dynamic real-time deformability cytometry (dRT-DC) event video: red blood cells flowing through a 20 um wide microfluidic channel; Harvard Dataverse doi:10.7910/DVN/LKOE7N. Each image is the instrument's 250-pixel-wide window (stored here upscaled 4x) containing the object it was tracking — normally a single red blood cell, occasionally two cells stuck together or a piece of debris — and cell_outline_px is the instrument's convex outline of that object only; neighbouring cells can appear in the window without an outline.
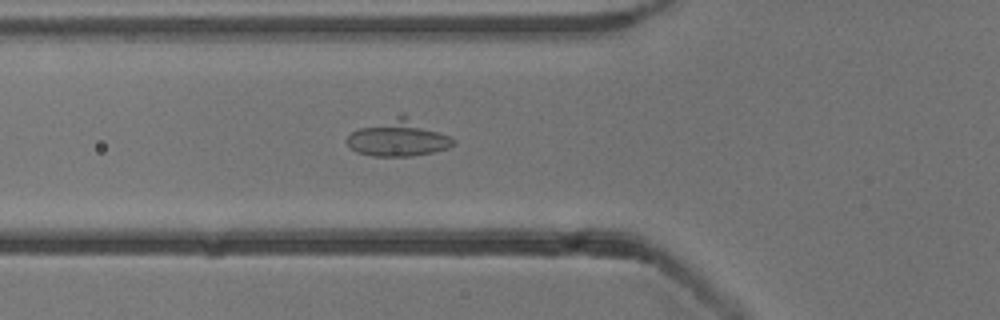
{"species": "common noctule bat (a hibernating species)", "species_latin": "Nyctalus noctula", "temperature_condition": "cold", "stored_images_in_passage": 42, "camera_frame_rate_fps": 3000, "um_per_image_px": 0.085, "animal": {"sex": "male", "body_mass_g": 13.3}, "frame": {"image": 1, "passage_image": 8, "time_ms": 2.333, "image_size_px": [1000, 320], "cell_outline_px": [[456, 140], [448, 148], [432, 152], [412, 156], [372, 156], [356, 152], [344, 140], [352, 132], [360, 128], [400, 112], [404, 112], [452, 136]], "centroid_in_image_um": [33.89, 11.69], "position_along_channel_um": 91.9, "area_um2": 23.18}}
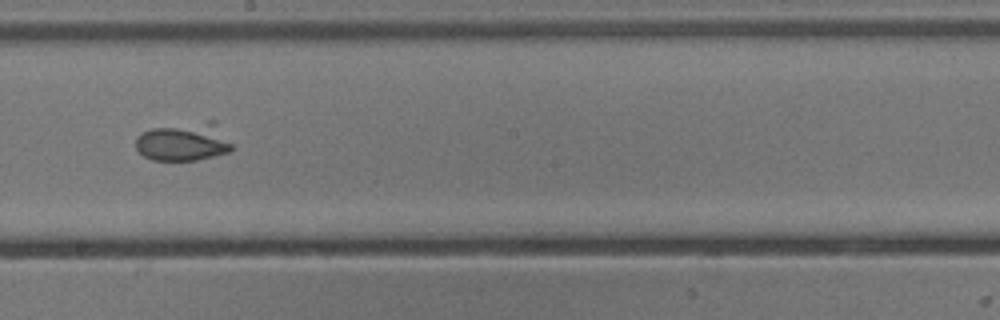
{"frame": {"image": 2, "passage_image": 19, "time_ms": 6.0, "image_size_px": [1000, 320], "cell_outline_px": [[232, 152], [196, 160], [152, 160], [144, 156], [136, 148], [136, 136], [140, 132], [152, 128], [208, 120], [216, 120], [232, 144]], "centroid_in_image_um": [15.65, 12.04], "position_along_channel_um": 232.6, "area_um2": 21.85}}
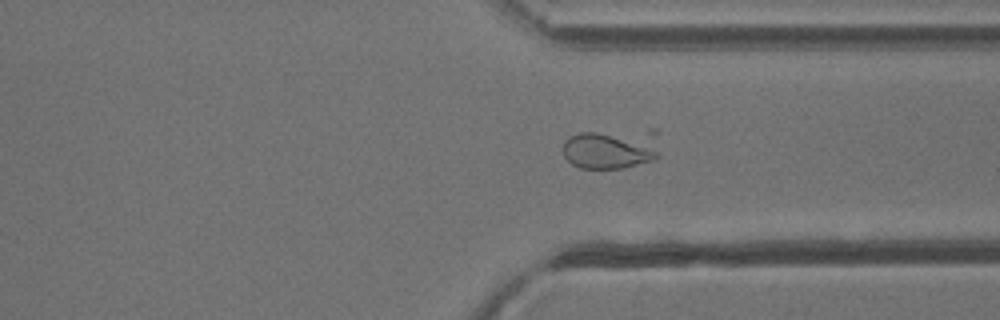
{"frame": {"image": 3, "passage_image": 29, "time_ms": 9.333, "image_size_px": [1000, 320], "cell_outline_px": [[656, 156], [652, 160], [624, 168], [580, 168], [572, 164], [564, 156], [564, 140], [580, 132], [596, 132], [648, 148], [656, 152]], "centroid_in_image_um": [51.36, 12.89], "position_along_channel_um": 360.0, "area_um2": 17.74}}